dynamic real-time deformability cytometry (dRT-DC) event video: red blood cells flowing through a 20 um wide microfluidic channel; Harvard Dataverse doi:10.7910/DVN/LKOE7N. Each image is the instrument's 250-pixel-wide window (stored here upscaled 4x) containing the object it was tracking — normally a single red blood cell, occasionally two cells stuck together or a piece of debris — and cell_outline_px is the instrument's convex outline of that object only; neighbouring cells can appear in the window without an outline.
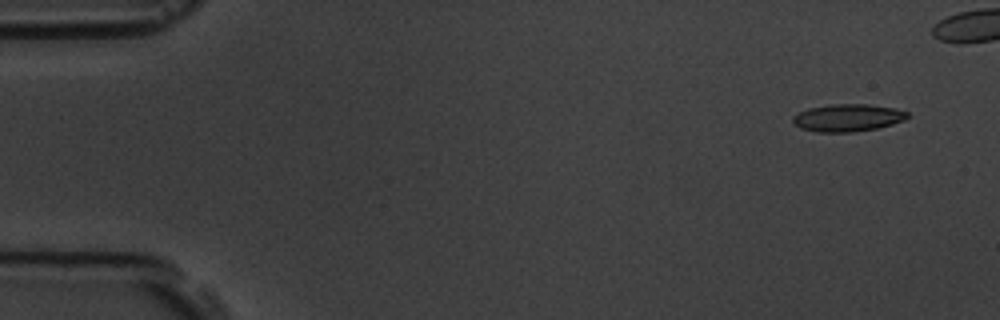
{"species": "common noctule bat (a hibernating species)", "species_latin": "Nyctalus noctula", "temperature_condition": "room temperature", "stored_images_in_passage": 7, "segment_of_instrument_passage": [1, 2], "camera_frame_rate_fps": 3000, "um_per_image_px": 0.085, "animal": {"sex": "male", "body_mass_g": 19.5, "forearm_length_mm": 54.6}, "frame": {"image": 1, "passage_image": 1, "time_ms": 0.0, "image_size_px": [1000, 320], "cell_outline_px": [[908, 116], [904, 120], [892, 124], [876, 128], [852, 132], [816, 132], [800, 128], [792, 120], [792, 116], [808, 108], [832, 104], [868, 104], [892, 108], [908, 112]], "centroid_in_image_um": [72.03, 10.01], "position_along_channel_um": 13.0, "area_um2": 18.15}}
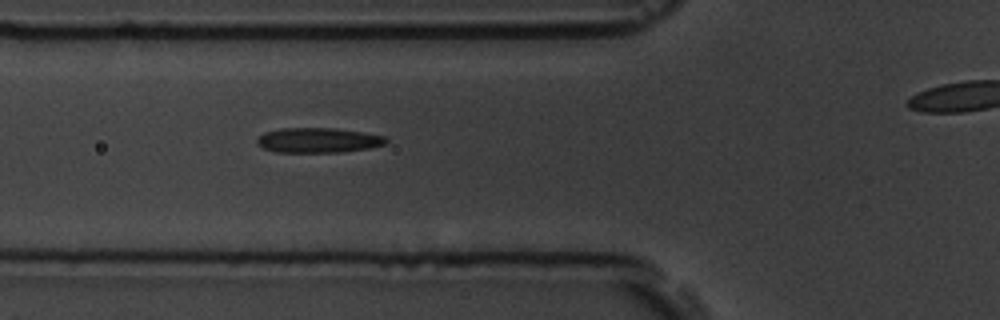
{"frame": {"image": 2, "passage_image": 6, "time_ms": 5.667, "image_size_px": [1000, 320], "cell_outline_px": [[388, 140], [384, 144], [368, 148], [340, 152], [276, 152], [264, 148], [256, 144], [256, 140], [264, 132], [280, 128], [336, 128], [364, 132], [384, 136]], "centroid_in_image_um": [27.02, 11.91], "position_along_channel_um": 98.8, "area_um2": 18.73}}